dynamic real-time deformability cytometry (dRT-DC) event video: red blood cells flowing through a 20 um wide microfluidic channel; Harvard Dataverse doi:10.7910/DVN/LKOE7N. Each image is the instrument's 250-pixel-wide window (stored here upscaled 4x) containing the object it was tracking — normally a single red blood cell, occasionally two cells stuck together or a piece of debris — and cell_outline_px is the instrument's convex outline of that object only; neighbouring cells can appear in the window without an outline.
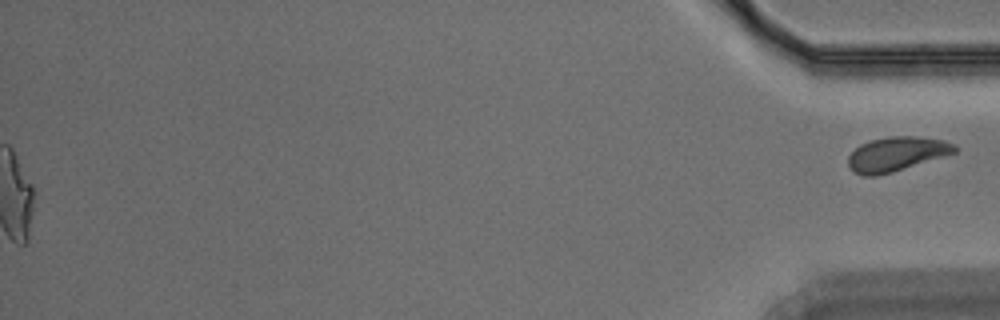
{"species": "Egyptian fruit bat (a non-hibernating species)", "species_latin": "Rousettus aegyptiacus", "temperature_condition": "warm", "stored_images_in_passage": 50, "segment_of_instrument_passage": [2, 2], "camera_frame_rate_fps": 3000, "um_per_image_px": 0.085, "animal": {"sex": "male"}, "frame": {"image": 1, "passage_image": 50, "time_ms": 16.333, "image_size_px": [1000, 320], "cell_outline_px": [[960, 148], [956, 152], [892, 172], [876, 176], [864, 176], [852, 172], [848, 168], [848, 156], [860, 144], [872, 140], [888, 136], [916, 136], [944, 140], [956, 144]], "centroid_in_image_um": [76.2, 13.09], "position_along_channel_um": 359.0, "area_um2": 21.39}}